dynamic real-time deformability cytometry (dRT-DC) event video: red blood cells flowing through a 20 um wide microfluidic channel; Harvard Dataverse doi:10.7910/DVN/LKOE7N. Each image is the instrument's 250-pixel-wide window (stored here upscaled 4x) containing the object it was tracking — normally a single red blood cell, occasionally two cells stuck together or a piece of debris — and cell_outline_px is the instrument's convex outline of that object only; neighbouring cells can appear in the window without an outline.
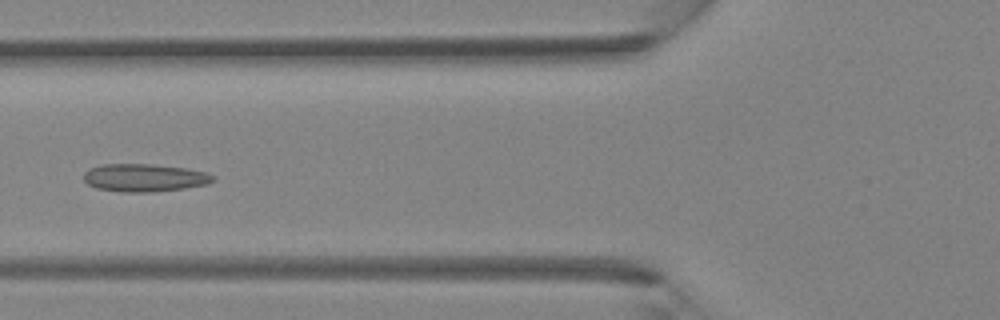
{"species": "Egyptian fruit bat (a non-hibernating species)", "species_latin": "Rousettus aegyptiacus", "temperature_condition": "room temperature", "stored_images_in_passage": 40, "camera_frame_rate_fps": 3000, "um_per_image_px": 0.085, "animal": {"sex": "female"}, "frame": {"image": 1, "passage_image": 15, "time_ms": 4.667, "image_size_px": [1000, 320], "cell_outline_px": [[216, 180], [208, 184], [184, 188], [152, 192], [120, 192], [96, 188], [88, 184], [84, 180], [84, 172], [88, 168], [100, 164], [152, 164], [188, 168], [204, 172], [216, 176]], "centroid_in_image_um": [12.28, 15.1], "position_along_channel_um": 113.5, "area_um2": 21.21}}
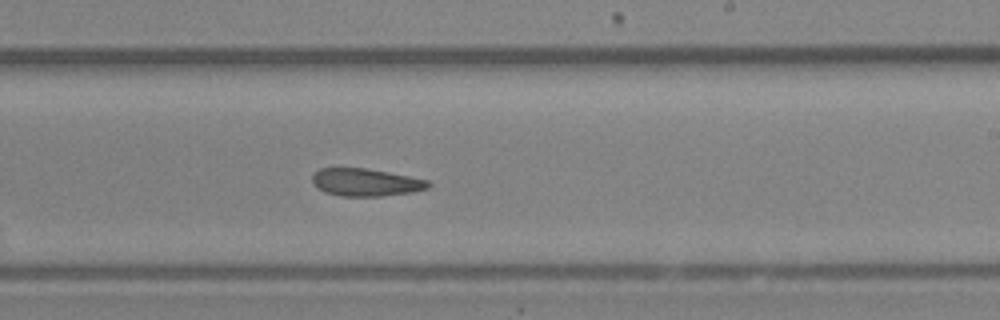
{"frame": {"image": 2, "passage_image": 24, "time_ms": 7.667, "image_size_px": [1000, 320], "cell_outline_px": [[432, 184], [428, 188], [412, 192], [380, 196], [340, 196], [324, 192], [312, 184], [312, 176], [320, 168], [364, 168], [388, 172], [428, 180]], "centroid_in_image_um": [31.07, 15.5], "position_along_channel_um": 257.9, "area_um2": 18.61}}
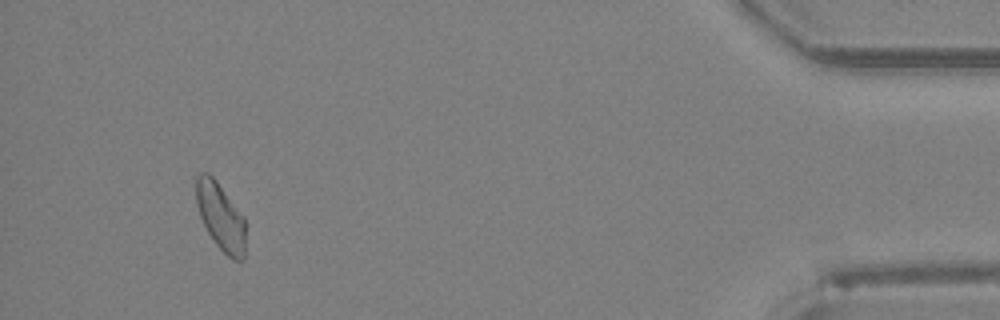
{"frame": {"image": 3, "passage_image": 38, "time_ms": 12.333, "image_size_px": [1000, 320], "cell_outline_px": [[244, 260], [232, 260], [216, 244], [208, 232], [200, 216], [196, 204], [196, 176], [200, 172], [208, 172], [216, 180], [244, 216]], "centroid_in_image_um": [18.74, 18.39], "position_along_channel_um": 416.5, "area_um2": 19.25}}